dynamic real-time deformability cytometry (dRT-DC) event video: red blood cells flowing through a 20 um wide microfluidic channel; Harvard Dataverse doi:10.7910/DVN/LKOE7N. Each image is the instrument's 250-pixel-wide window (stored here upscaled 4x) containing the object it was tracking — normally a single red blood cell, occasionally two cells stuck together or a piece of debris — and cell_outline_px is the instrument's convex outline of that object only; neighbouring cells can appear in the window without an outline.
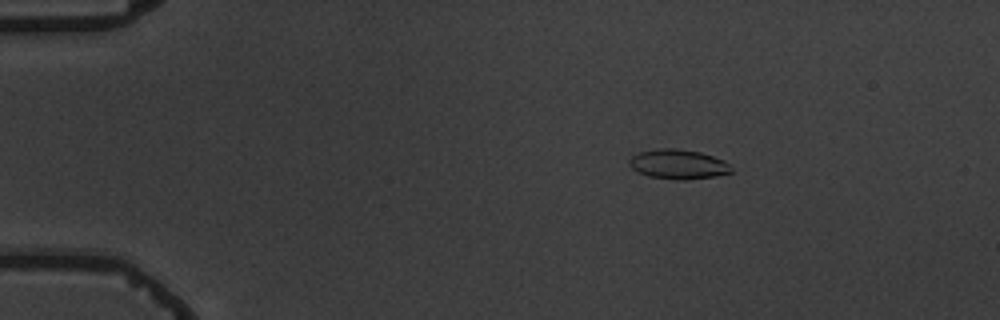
{"species": "common noctule bat (a hibernating species)", "species_latin": "Nyctalus noctula", "temperature_condition": "warm", "stored_images_in_passage": 4, "camera_frame_rate_fps": 3000, "um_per_image_px": 0.085, "animal": {"sex": "male", "body_mass_g": 19.5, "forearm_length_mm": 54.6}, "frame": {"image": 1, "passage_image": 2, "time_ms": 1.0, "image_size_px": [1000, 320], "cell_outline_px": [[732, 172], [716, 176], [688, 180], [676, 180], [648, 176], [632, 168], [628, 164], [628, 160], [632, 156], [640, 152], [660, 148], [676, 148], [700, 152], [724, 160], [732, 168]], "centroid_in_image_um": [57.65, 13.96], "position_along_channel_um": 27.3, "area_um2": 17.63}}